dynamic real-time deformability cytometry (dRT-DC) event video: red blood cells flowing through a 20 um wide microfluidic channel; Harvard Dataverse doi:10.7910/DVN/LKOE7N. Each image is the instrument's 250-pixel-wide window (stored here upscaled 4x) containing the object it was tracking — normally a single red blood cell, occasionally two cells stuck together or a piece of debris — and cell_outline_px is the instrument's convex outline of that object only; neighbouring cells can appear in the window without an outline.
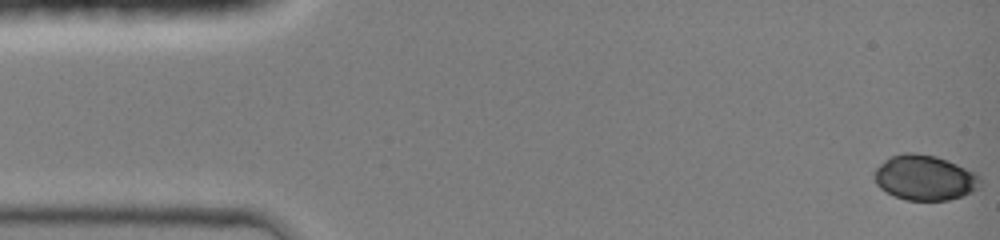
{"species": "common noctule bat (a hibernating species)", "species_latin": "Nyctalus noctula", "temperature_condition": "room temperature", "stored_images_in_passage": 44, "camera_frame_rate_fps": 3000, "um_per_image_px": 0.085, "animal": {"sex": "female", "body_mass_g": 19.0, "forearm_length_mm": 51.5}, "frame": {"image": 1, "passage_image": 1, "time_ms": 0.0, "image_size_px": [1000, 240], "cell_outline_px": [[980, 188], [960, 196], [948, 200], [908, 200], [896, 196], [880, 188], [876, 184], [872, 176], [872, 172], [884, 160], [892, 156], [904, 152], [916, 152], [936, 156], [948, 160], [976, 172], [980, 176]], "centroid_in_image_um": [78.59, 15.08], "position_along_channel_um": 6.4, "area_um2": 28.03}}
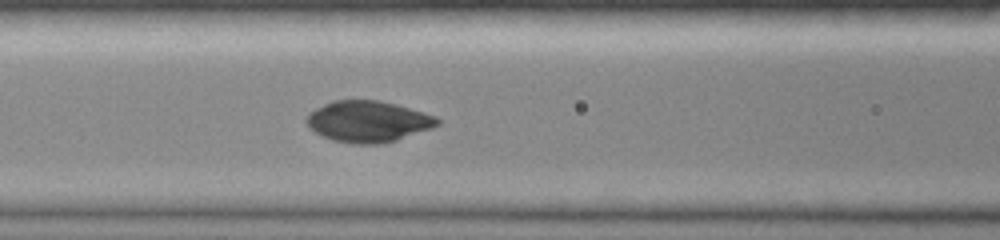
{"frame": {"image": 2, "passage_image": 19, "time_ms": 6.0, "image_size_px": [1000, 240], "cell_outline_px": [[440, 124], [432, 128], [396, 140], [380, 144], [352, 144], [332, 140], [308, 128], [304, 120], [308, 112], [332, 100], [380, 100], [396, 104], [424, 112], [436, 116], [440, 120]], "centroid_in_image_um": [31.26, 10.32], "position_along_channel_um": 135.3, "area_um2": 31.67}}
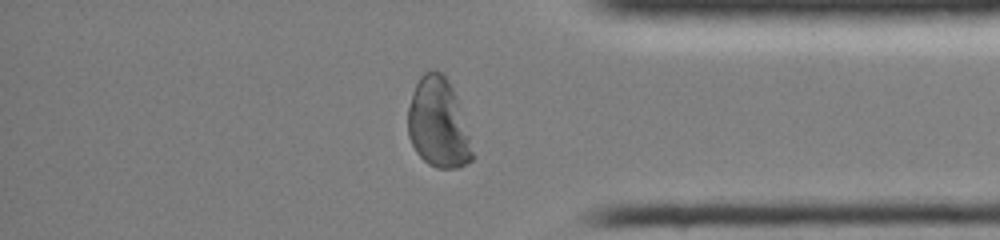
{"frame": {"image": 3, "passage_image": 38, "time_ms": 12.333, "image_size_px": [1000, 240], "cell_outline_px": [[476, 156], [472, 160], [456, 168], [436, 168], [428, 164], [416, 152], [408, 136], [408, 108], [412, 92], [420, 76], [424, 72], [432, 68], [436, 68], [444, 72], [456, 96]], "centroid_in_image_um": [37.25, 10.45], "position_along_channel_um": 397.9, "area_um2": 33.99}}